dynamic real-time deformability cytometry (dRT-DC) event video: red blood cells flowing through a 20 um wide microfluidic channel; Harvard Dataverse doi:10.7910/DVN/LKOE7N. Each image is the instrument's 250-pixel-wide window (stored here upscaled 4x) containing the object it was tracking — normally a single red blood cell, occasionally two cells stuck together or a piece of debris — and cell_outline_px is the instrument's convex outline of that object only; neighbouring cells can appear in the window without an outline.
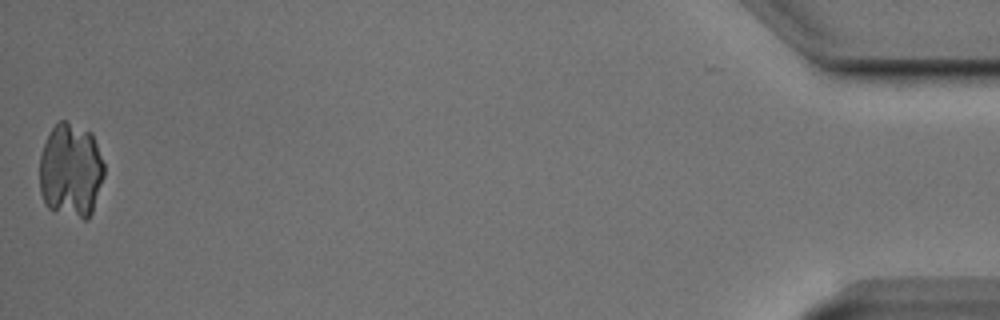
{"species": "Egyptian fruit bat (a non-hibernating species)", "species_latin": "Rousettus aegyptiacus", "temperature_condition": "cold", "stored_images_in_passage": 39, "camera_frame_rate_fps": 3000, "um_per_image_px": 0.085, "animal": {"sex": "male"}, "frame": {"image": 1, "passage_image": 39, "time_ms": 12.667, "image_size_px": [1000, 320], "cell_outline_px": [[104, 176], [92, 212], [88, 220], [84, 220], [52, 212], [44, 204], [40, 192], [40, 156], [44, 144], [52, 128], [60, 120], [64, 120], [92, 132], [104, 164]], "centroid_in_image_um": [6.01, 14.53], "position_along_channel_um": 429.2, "area_um2": 35.95}}